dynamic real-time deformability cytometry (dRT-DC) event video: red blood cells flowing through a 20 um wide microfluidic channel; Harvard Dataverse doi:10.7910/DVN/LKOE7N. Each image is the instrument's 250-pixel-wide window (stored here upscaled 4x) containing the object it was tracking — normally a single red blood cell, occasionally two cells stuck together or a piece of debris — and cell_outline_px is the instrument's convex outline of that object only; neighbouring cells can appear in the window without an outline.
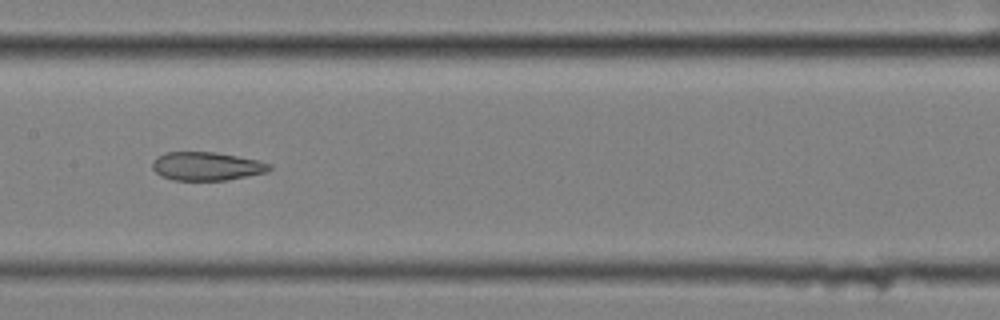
{"species": "common noctule bat (a hibernating species)", "species_latin": "Nyctalus noctula", "temperature_condition": "cold", "stored_images_in_passage": 41, "camera_frame_rate_fps": 3000, "um_per_image_px": 0.085, "animal": {"sex": "female", "body_mass_g": 25.1}, "frame": {"image": 1, "passage_image": 12, "time_ms": 3.667, "image_size_px": [1000, 320], "cell_outline_px": [[272, 168], [268, 172], [228, 180], [176, 180], [160, 176], [152, 168], [152, 164], [156, 156], [168, 152], [216, 152], [256, 160], [272, 164]], "centroid_in_image_um": [17.57, 14.13], "position_along_channel_um": 189.8, "area_um2": 19.42}, "authors_computed_cell_mechanics": {"area_um2": 21.3282, "velocity_mm_per_s": 3.4906, "shape_relaxation_time_tau1_ms": null, "shape_relaxation_time_tau2_ms": 4.4667, "deformation_change_tau1": null, "deformation_change_tau2": 0.1361}}